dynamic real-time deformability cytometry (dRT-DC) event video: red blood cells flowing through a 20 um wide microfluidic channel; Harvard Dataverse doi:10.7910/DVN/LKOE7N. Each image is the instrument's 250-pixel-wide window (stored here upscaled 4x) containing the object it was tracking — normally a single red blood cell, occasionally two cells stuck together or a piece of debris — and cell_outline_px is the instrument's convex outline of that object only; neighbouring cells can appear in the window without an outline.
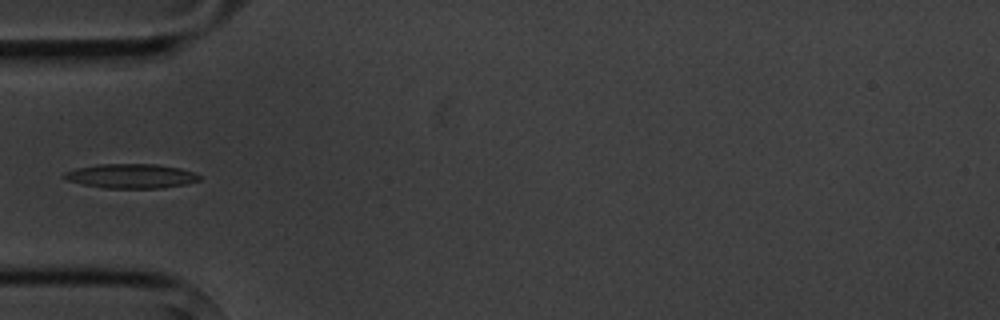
{"species": "common noctule bat (a hibernating species)", "species_latin": "Nyctalus noctula", "temperature_condition": "cold", "stored_images_in_passage": 5, "camera_frame_rate_fps": 3000, "um_per_image_px": 0.085, "animal": {"sex": "male", "body_mass_g": 20.1, "forearm_length_mm": 53.5}, "frame": {"image": 1, "passage_image": 5, "time_ms": 5.667, "image_size_px": [1000, 320], "cell_outline_px": [[200, 180], [184, 184], [164, 188], [104, 188], [84, 184], [68, 180], [60, 176], [64, 172], [76, 168], [96, 164], [156, 164], [180, 168], [196, 172], [200, 176]], "centroid_in_image_um": [11.14, 14.96], "position_along_channel_um": 73.9, "area_um2": 19.31}}